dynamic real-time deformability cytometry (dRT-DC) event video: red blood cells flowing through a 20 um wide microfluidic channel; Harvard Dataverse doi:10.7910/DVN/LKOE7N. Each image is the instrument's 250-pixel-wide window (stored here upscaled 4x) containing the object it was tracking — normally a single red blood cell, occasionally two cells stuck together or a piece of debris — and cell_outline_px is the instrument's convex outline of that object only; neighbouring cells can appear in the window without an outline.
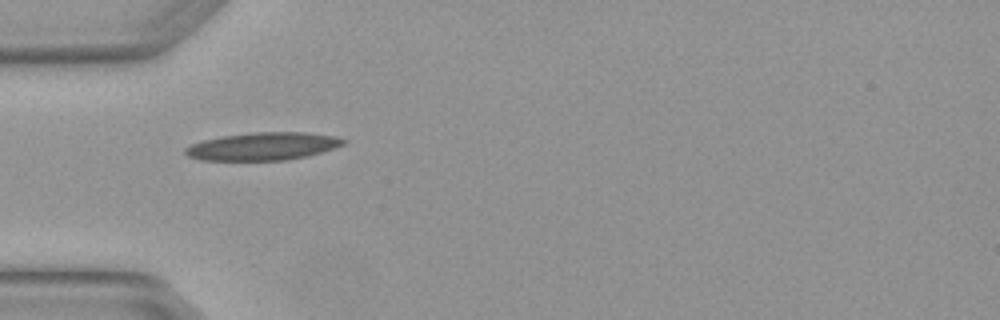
{"species": "Egyptian fruit bat (a non-hibernating species)", "species_latin": "Rousettus aegyptiacus", "temperature_condition": "warm", "stored_images_in_passage": 4, "camera_frame_rate_fps": 3000, "um_per_image_px": 0.085, "animal": {"sex": "female"}, "frame": {"image": 1, "passage_image": 1, "time_ms": 0.0, "image_size_px": [1000, 320], "cell_outline_px": [[348, 140], [344, 144], [308, 156], [284, 160], [200, 160], [188, 156], [184, 152], [184, 148], [192, 144], [204, 140], [224, 136], [256, 132], [304, 132], [336, 136]], "centroid_in_image_um": [22.35, 12.43], "position_along_channel_um": 62.6, "area_um2": 25.37}}
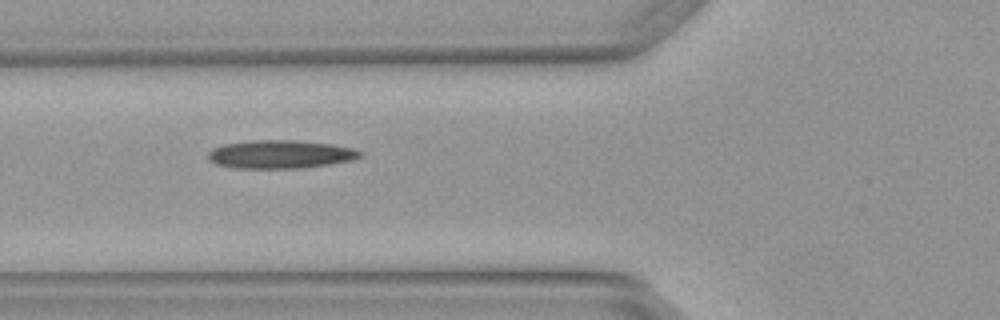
{"frame": {"image": 2, "passage_image": 2, "time_ms": 0.333, "image_size_px": [1000, 320], "cell_outline_px": [[364, 156], [352, 160], [304, 168], [236, 168], [216, 164], [208, 160], [208, 152], [212, 148], [224, 144], [252, 140], [296, 140], [332, 144], [352, 148], [364, 152]], "centroid_in_image_um": [23.84, 13.11], "position_along_channel_um": 102.0, "area_um2": 25.2}}